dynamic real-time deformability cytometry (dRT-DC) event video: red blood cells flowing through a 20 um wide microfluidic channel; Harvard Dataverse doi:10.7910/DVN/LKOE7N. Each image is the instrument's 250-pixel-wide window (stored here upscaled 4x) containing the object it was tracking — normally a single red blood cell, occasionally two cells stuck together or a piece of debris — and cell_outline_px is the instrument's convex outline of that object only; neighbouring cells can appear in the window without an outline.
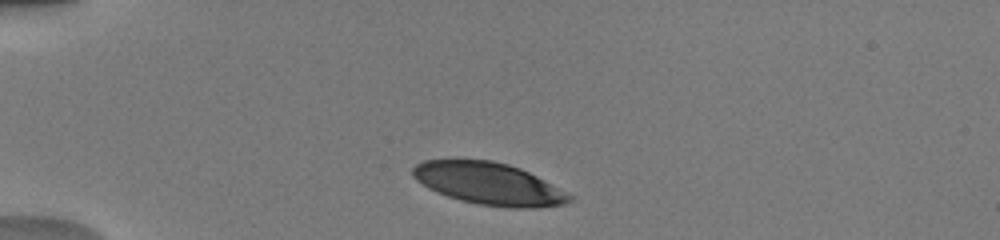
{"species": "human", "species_latin": "Homo sapiens", "temperature_condition": "warm", "stored_images_in_passage": 9, "camera_frame_rate_fps": 3000, "um_per_image_px": 0.085, "donor": {"sex": "male"}, "frame": {"image": 1, "passage_image": 1, "time_ms": 0.0, "image_size_px": [1000, 240], "cell_outline_px": [[576, 196], [572, 200], [564, 204], [536, 208], [508, 208], [480, 204], [460, 200], [436, 192], [428, 188], [416, 180], [412, 176], [412, 168], [416, 164], [424, 160], [456, 156], [492, 160], [508, 164], [520, 168]], "centroid_in_image_um": [41.5, 15.57], "position_along_channel_um": 43.5, "area_um2": 39.54}}